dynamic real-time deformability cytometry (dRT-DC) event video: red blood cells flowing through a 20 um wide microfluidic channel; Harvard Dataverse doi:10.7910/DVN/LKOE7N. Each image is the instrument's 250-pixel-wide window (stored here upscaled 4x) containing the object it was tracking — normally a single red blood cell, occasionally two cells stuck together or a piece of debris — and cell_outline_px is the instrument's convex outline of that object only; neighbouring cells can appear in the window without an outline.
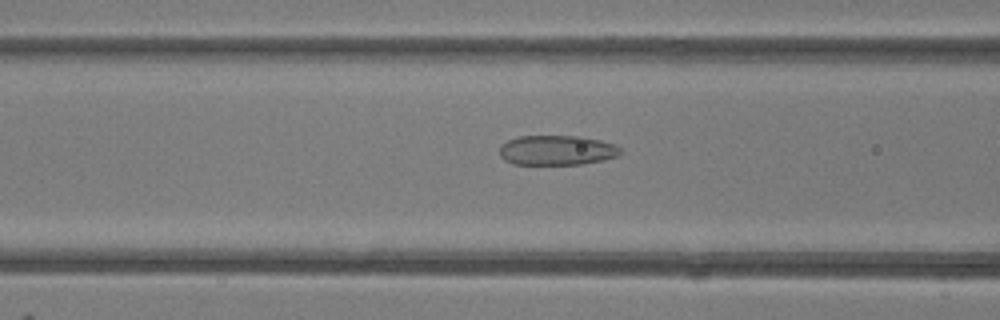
{"species": "common noctule bat (a hibernating species)", "species_latin": "Nyctalus noctula", "temperature_condition": "room temperature", "stored_images_in_passage": 48, "camera_frame_rate_fps": 3000, "um_per_image_px": 0.085, "animal": {"sex": "female"}, "frame": {"image": 1, "passage_image": 19, "time_ms": 6.0, "image_size_px": [1000, 320], "cell_outline_px": [[624, 152], [620, 156], [604, 160], [584, 164], [512, 164], [504, 160], [500, 156], [500, 144], [516, 136], [580, 136], [600, 140], [612, 144], [620, 148]], "centroid_in_image_um": [47.34, 12.77], "position_along_channel_um": 119.3, "area_um2": 21.27}}
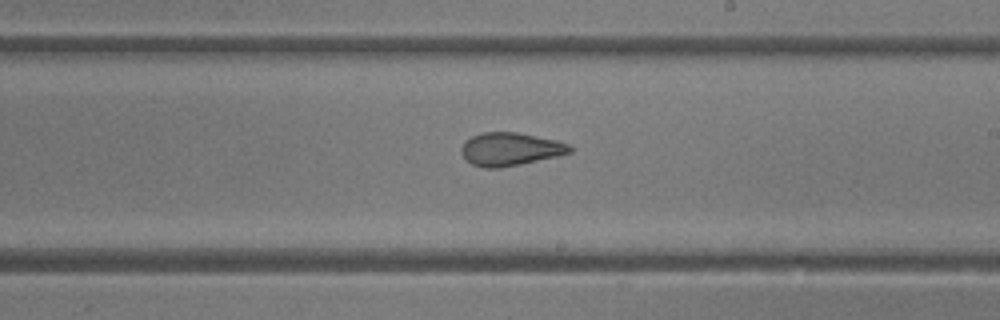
{"frame": {"image": 2, "passage_image": 28, "time_ms": 9.0, "image_size_px": [1000, 320], "cell_outline_px": [[572, 152], [560, 156], [500, 168], [484, 168], [472, 164], [460, 152], [460, 148], [464, 140], [472, 136], [484, 132], [516, 132], [556, 140], [568, 144], [572, 148]], "centroid_in_image_um": [43.36, 12.68], "position_along_channel_um": 245.6, "area_um2": 20.98}}
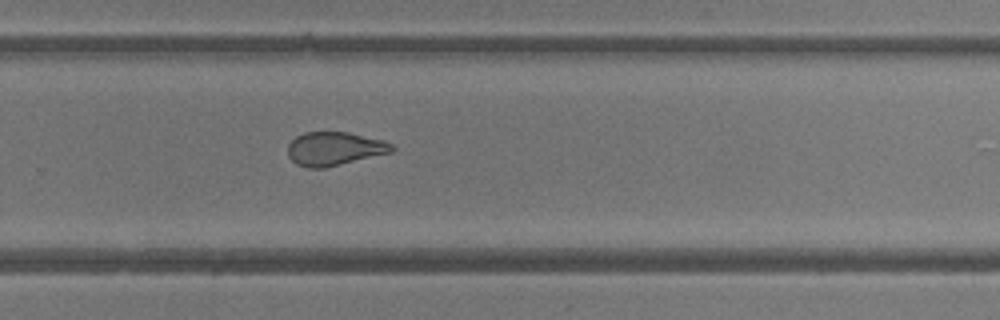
{"frame": {"image": 3, "passage_image": 32, "time_ms": 10.333, "image_size_px": [1000, 320], "cell_outline_px": [[396, 148], [392, 152], [324, 168], [308, 168], [296, 164], [288, 156], [288, 144], [296, 136], [304, 132], [348, 132], [384, 140], [392, 144]], "centroid_in_image_um": [28.43, 12.64], "position_along_channel_um": 301.4, "area_um2": 20.4}, "authors_computed_cell_mechanics": {"area_um2": 23.8714, "velocity_mm_per_s": 4.2055, "shape_relaxation_time_tau1_ms": null, "shape_relaxation_time_tau2_ms": 1.7977, "deformation_change_tau1": null, "deformation_change_tau2": 0.09}}